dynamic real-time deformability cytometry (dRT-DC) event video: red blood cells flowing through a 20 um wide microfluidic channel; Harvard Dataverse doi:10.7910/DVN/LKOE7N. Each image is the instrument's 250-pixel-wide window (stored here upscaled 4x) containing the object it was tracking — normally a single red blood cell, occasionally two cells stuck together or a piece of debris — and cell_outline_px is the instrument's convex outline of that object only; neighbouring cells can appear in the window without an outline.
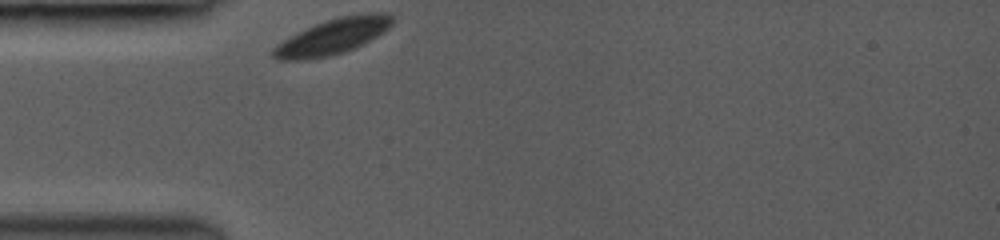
{"species": "common noctule bat (a hibernating species)", "species_latin": "Nyctalus noctula", "temperature_condition": "room temperature", "stored_images_in_passage": 14, "camera_frame_rate_fps": 3000, "um_per_image_px": 0.085, "animal": {"sex": "female", "body_mass_g": 19.0, "forearm_length_mm": 53.3}, "frame": {"image": 1, "passage_image": 1, "time_ms": 0.0, "image_size_px": [1000, 240], "cell_outline_px": [[396, 20], [384, 32], [344, 52], [328, 56], [304, 60], [276, 60], [272, 56], [272, 48], [276, 44], [316, 24], [340, 16], [368, 12], [388, 12]], "centroid_in_image_um": [28.31, 3.09], "position_along_channel_um": 56.7, "area_um2": 24.39}}
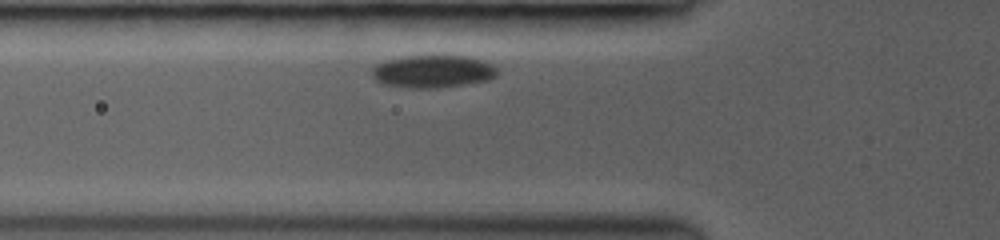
{"frame": {"image": 2, "passage_image": 7, "time_ms": 1.0, "image_size_px": [1000, 240], "cell_outline_px": [[496, 76], [488, 80], [436, 88], [408, 88], [384, 84], [376, 80], [372, 76], [372, 68], [376, 64], [388, 60], [404, 56], [468, 56], [492, 64], [496, 68]], "centroid_in_image_um": [36.76, 6.07], "position_along_channel_um": 89.0, "area_um2": 23.58}}
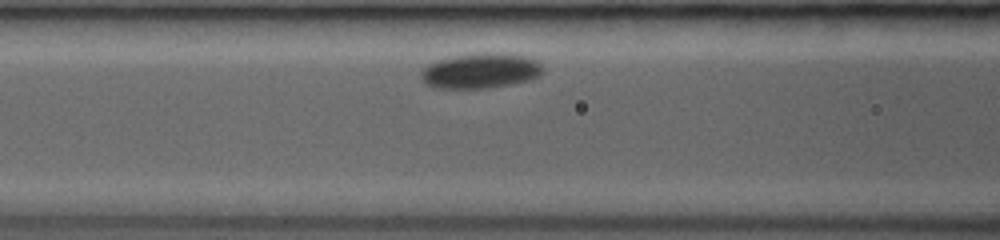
{"frame": {"image": 3, "passage_image": 13, "time_ms": 2.0, "image_size_px": [1000, 240], "cell_outline_px": [[544, 72], [540, 76], [528, 80], [508, 84], [484, 88], [432, 88], [424, 84], [420, 80], [420, 72], [428, 64], [436, 60], [476, 52], [504, 52], [524, 56], [536, 60], [544, 68]], "centroid_in_image_um": [40.81, 6.0], "position_along_channel_um": 125.8, "area_um2": 25.32}}